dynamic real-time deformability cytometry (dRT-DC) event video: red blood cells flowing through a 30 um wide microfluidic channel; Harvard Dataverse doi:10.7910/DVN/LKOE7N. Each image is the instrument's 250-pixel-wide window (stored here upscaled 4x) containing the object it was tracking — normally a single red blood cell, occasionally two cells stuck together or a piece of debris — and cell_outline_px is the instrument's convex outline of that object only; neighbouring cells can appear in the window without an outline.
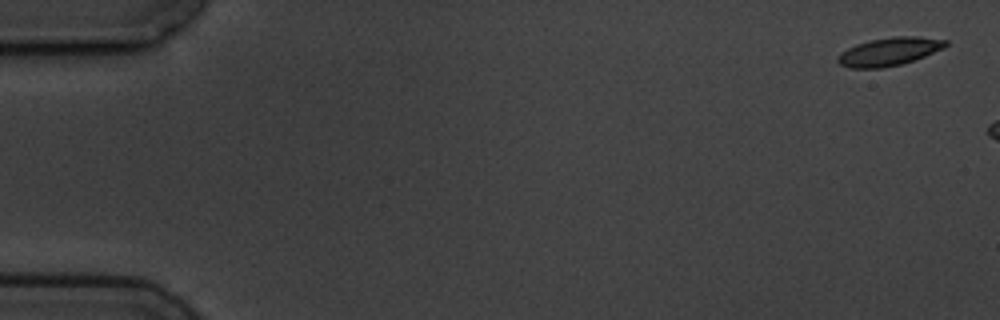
{"species": "common noctule bat (a hibernating species)", "species_latin": "Nyctalus noctula", "temperature_condition": "cold", "stored_images_in_passage": 3, "camera_frame_rate_fps": 3000, "um_per_image_px": 0.085, "animal": {"sex": "male", "body_mass_g": 19.5, "forearm_length_mm": 54.6}, "frame": {"image": 1, "passage_image": 1, "time_ms": 0.0, "image_size_px": [1000, 320], "cell_outline_px": [[948, 44], [944, 48], [924, 56], [900, 64], [884, 68], [848, 68], [840, 64], [836, 60], [836, 56], [840, 52], [856, 44], [868, 40], [896, 36], [916, 36], [948, 40]], "centroid_in_image_um": [75.54, 4.38], "position_along_channel_um": 9.5, "area_um2": 17.74}}